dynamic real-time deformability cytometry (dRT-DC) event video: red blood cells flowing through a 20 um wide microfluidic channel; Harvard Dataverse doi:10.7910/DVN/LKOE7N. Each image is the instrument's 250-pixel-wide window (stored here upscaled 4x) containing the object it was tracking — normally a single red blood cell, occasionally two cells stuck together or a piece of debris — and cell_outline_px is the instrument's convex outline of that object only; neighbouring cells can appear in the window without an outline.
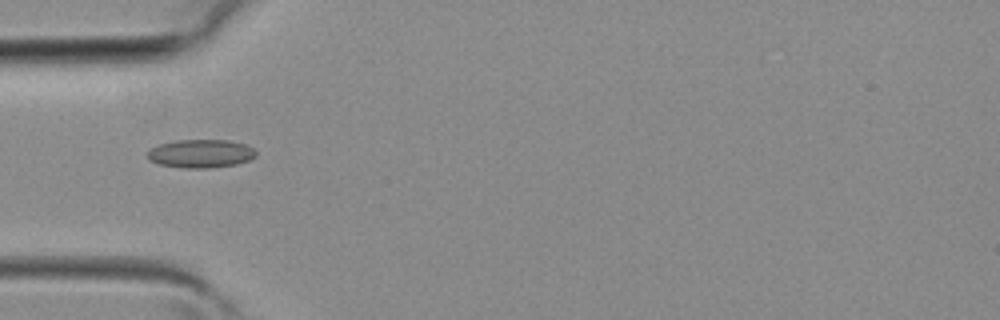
{"species": "common noctule bat (a hibernating species)", "species_latin": "Nyctalus noctula", "temperature_condition": "room temperature", "stored_images_in_passage": 39, "camera_frame_rate_fps": 3000, "um_per_image_px": 0.085, "animal": {"sex": "female", "body_mass_g": 19.3, "forearm_length_mm": 54.1}, "frame": {"image": 1, "passage_image": 11, "time_ms": 3.333, "image_size_px": [1000, 320], "cell_outline_px": [[256, 156], [248, 160], [236, 164], [212, 168], [180, 168], [160, 164], [148, 160], [144, 156], [152, 148], [160, 144], [176, 140], [228, 140], [244, 144], [252, 148], [256, 152]], "centroid_in_image_um": [17.03, 13.06], "position_along_channel_um": 68.0, "area_um2": 17.98}}
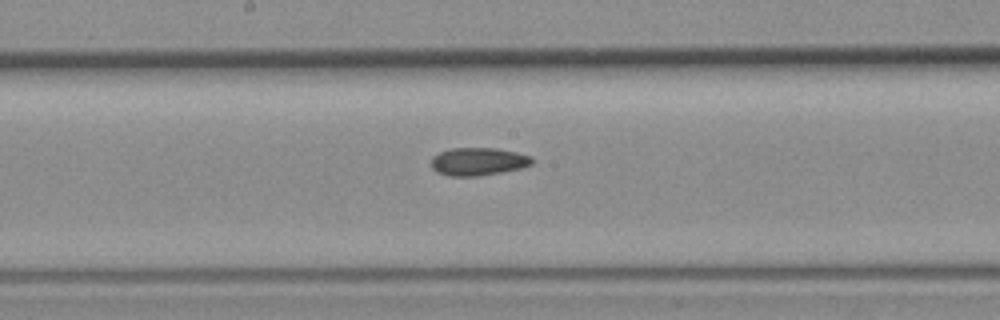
{"frame": {"image": 2, "passage_image": 19, "time_ms": 6.0, "image_size_px": [1000, 320], "cell_outline_px": [[532, 164], [520, 168], [500, 172], [476, 176], [448, 176], [436, 172], [432, 168], [432, 156], [440, 152], [452, 148], [496, 148], [516, 152], [532, 156]], "centroid_in_image_um": [40.62, 13.73], "position_along_channel_um": 207.6, "area_um2": 16.3}}
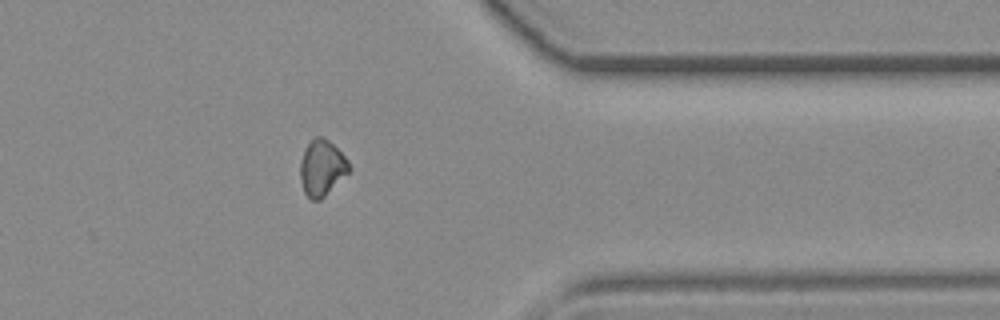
{"frame": {"image": 3, "passage_image": 30, "time_ms": 9.667, "image_size_px": [1000, 320], "cell_outline_px": [[348, 172], [320, 200], [312, 200], [304, 192], [300, 180], [300, 160], [304, 148], [316, 136], [320, 136], [328, 140], [348, 160]], "centroid_in_image_um": [27.31, 14.26], "position_along_channel_um": 384.1, "area_um2": 15.55}}